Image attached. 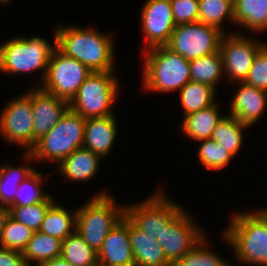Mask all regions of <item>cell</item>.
Segmentation results:
<instances>
[{"label": "cell", "instance_id": "6da1fadb", "mask_svg": "<svg viewBox=\"0 0 267 266\" xmlns=\"http://www.w3.org/2000/svg\"><path fill=\"white\" fill-rule=\"evenodd\" d=\"M56 48L75 58L92 72L115 71V46L110 33L93 27L58 26L55 28Z\"/></svg>", "mask_w": 267, "mask_h": 266}, {"label": "cell", "instance_id": "7a4b0ae2", "mask_svg": "<svg viewBox=\"0 0 267 266\" xmlns=\"http://www.w3.org/2000/svg\"><path fill=\"white\" fill-rule=\"evenodd\" d=\"M256 210L231 214L222 235L239 262L267 266V207Z\"/></svg>", "mask_w": 267, "mask_h": 266}, {"label": "cell", "instance_id": "3957f363", "mask_svg": "<svg viewBox=\"0 0 267 266\" xmlns=\"http://www.w3.org/2000/svg\"><path fill=\"white\" fill-rule=\"evenodd\" d=\"M143 89L147 92L179 91L190 79L189 60L165 46L143 52Z\"/></svg>", "mask_w": 267, "mask_h": 266}, {"label": "cell", "instance_id": "277c9868", "mask_svg": "<svg viewBox=\"0 0 267 266\" xmlns=\"http://www.w3.org/2000/svg\"><path fill=\"white\" fill-rule=\"evenodd\" d=\"M86 119L68 109L58 123L29 152H23L25 162L48 161L57 165L83 147Z\"/></svg>", "mask_w": 267, "mask_h": 266}, {"label": "cell", "instance_id": "5b68a950", "mask_svg": "<svg viewBox=\"0 0 267 266\" xmlns=\"http://www.w3.org/2000/svg\"><path fill=\"white\" fill-rule=\"evenodd\" d=\"M125 215V205L116 204L109 192L96 193L76 209L75 231L98 252L108 233Z\"/></svg>", "mask_w": 267, "mask_h": 266}, {"label": "cell", "instance_id": "8992f818", "mask_svg": "<svg viewBox=\"0 0 267 266\" xmlns=\"http://www.w3.org/2000/svg\"><path fill=\"white\" fill-rule=\"evenodd\" d=\"M53 43L51 44L40 36H32L31 38L16 36L1 43L0 73L20 75L21 73L29 74L40 70L42 83L51 54L56 48L55 33Z\"/></svg>", "mask_w": 267, "mask_h": 266}, {"label": "cell", "instance_id": "52a82bcc", "mask_svg": "<svg viewBox=\"0 0 267 266\" xmlns=\"http://www.w3.org/2000/svg\"><path fill=\"white\" fill-rule=\"evenodd\" d=\"M118 80L114 71H93L69 102V109L85 119L114 115L111 107L118 97Z\"/></svg>", "mask_w": 267, "mask_h": 266}, {"label": "cell", "instance_id": "ba28073f", "mask_svg": "<svg viewBox=\"0 0 267 266\" xmlns=\"http://www.w3.org/2000/svg\"><path fill=\"white\" fill-rule=\"evenodd\" d=\"M140 203L125 205V216L141 231L159 240L164 229L184 208L158 189Z\"/></svg>", "mask_w": 267, "mask_h": 266}, {"label": "cell", "instance_id": "9c48e42d", "mask_svg": "<svg viewBox=\"0 0 267 266\" xmlns=\"http://www.w3.org/2000/svg\"><path fill=\"white\" fill-rule=\"evenodd\" d=\"M91 73L84 64L55 48L40 88L70 102Z\"/></svg>", "mask_w": 267, "mask_h": 266}, {"label": "cell", "instance_id": "30bf717a", "mask_svg": "<svg viewBox=\"0 0 267 266\" xmlns=\"http://www.w3.org/2000/svg\"><path fill=\"white\" fill-rule=\"evenodd\" d=\"M224 33L200 22L176 25L166 45L186 60L207 56L219 51Z\"/></svg>", "mask_w": 267, "mask_h": 266}, {"label": "cell", "instance_id": "8fae6325", "mask_svg": "<svg viewBox=\"0 0 267 266\" xmlns=\"http://www.w3.org/2000/svg\"><path fill=\"white\" fill-rule=\"evenodd\" d=\"M244 33H225L220 42L226 80L230 83L244 82L253 64L256 54L266 45L260 40Z\"/></svg>", "mask_w": 267, "mask_h": 266}, {"label": "cell", "instance_id": "7c38bea8", "mask_svg": "<svg viewBox=\"0 0 267 266\" xmlns=\"http://www.w3.org/2000/svg\"><path fill=\"white\" fill-rule=\"evenodd\" d=\"M33 113L31 89L14 97L1 110L0 136L8 143L16 144L29 152L33 148Z\"/></svg>", "mask_w": 267, "mask_h": 266}, {"label": "cell", "instance_id": "4fadbf2b", "mask_svg": "<svg viewBox=\"0 0 267 266\" xmlns=\"http://www.w3.org/2000/svg\"><path fill=\"white\" fill-rule=\"evenodd\" d=\"M189 215L184 209L163 230L158 240L171 265L191 251L205 237V232L203 233Z\"/></svg>", "mask_w": 267, "mask_h": 266}, {"label": "cell", "instance_id": "5bb4252c", "mask_svg": "<svg viewBox=\"0 0 267 266\" xmlns=\"http://www.w3.org/2000/svg\"><path fill=\"white\" fill-rule=\"evenodd\" d=\"M141 12L144 50L167 45L176 27L170 0H146Z\"/></svg>", "mask_w": 267, "mask_h": 266}, {"label": "cell", "instance_id": "9a60e30c", "mask_svg": "<svg viewBox=\"0 0 267 266\" xmlns=\"http://www.w3.org/2000/svg\"><path fill=\"white\" fill-rule=\"evenodd\" d=\"M33 113V146L45 136L69 109V102L41 89H31Z\"/></svg>", "mask_w": 267, "mask_h": 266}, {"label": "cell", "instance_id": "2e32d148", "mask_svg": "<svg viewBox=\"0 0 267 266\" xmlns=\"http://www.w3.org/2000/svg\"><path fill=\"white\" fill-rule=\"evenodd\" d=\"M97 253L100 266H135L129 242V219L125 215L108 233Z\"/></svg>", "mask_w": 267, "mask_h": 266}, {"label": "cell", "instance_id": "e0dca14e", "mask_svg": "<svg viewBox=\"0 0 267 266\" xmlns=\"http://www.w3.org/2000/svg\"><path fill=\"white\" fill-rule=\"evenodd\" d=\"M234 84L238 86V89L230 101L228 115L251 127L266 110L267 92L244 82H235Z\"/></svg>", "mask_w": 267, "mask_h": 266}, {"label": "cell", "instance_id": "ac0fdd59", "mask_svg": "<svg viewBox=\"0 0 267 266\" xmlns=\"http://www.w3.org/2000/svg\"><path fill=\"white\" fill-rule=\"evenodd\" d=\"M116 121L115 115L86 119L83 148L101 158L108 156L117 138Z\"/></svg>", "mask_w": 267, "mask_h": 266}, {"label": "cell", "instance_id": "d6986e66", "mask_svg": "<svg viewBox=\"0 0 267 266\" xmlns=\"http://www.w3.org/2000/svg\"><path fill=\"white\" fill-rule=\"evenodd\" d=\"M101 157L85 148L76 149L57 166L59 174L70 182H89L99 170Z\"/></svg>", "mask_w": 267, "mask_h": 266}, {"label": "cell", "instance_id": "ffe728a7", "mask_svg": "<svg viewBox=\"0 0 267 266\" xmlns=\"http://www.w3.org/2000/svg\"><path fill=\"white\" fill-rule=\"evenodd\" d=\"M129 242L135 260V266H172L158 240L139 230L129 220Z\"/></svg>", "mask_w": 267, "mask_h": 266}, {"label": "cell", "instance_id": "44dd1931", "mask_svg": "<svg viewBox=\"0 0 267 266\" xmlns=\"http://www.w3.org/2000/svg\"><path fill=\"white\" fill-rule=\"evenodd\" d=\"M218 104L216 102L208 108L184 116L181 123L182 133L196 142L211 139L217 123L223 118Z\"/></svg>", "mask_w": 267, "mask_h": 266}, {"label": "cell", "instance_id": "7402d4cb", "mask_svg": "<svg viewBox=\"0 0 267 266\" xmlns=\"http://www.w3.org/2000/svg\"><path fill=\"white\" fill-rule=\"evenodd\" d=\"M234 23L251 33L267 30V0H233Z\"/></svg>", "mask_w": 267, "mask_h": 266}, {"label": "cell", "instance_id": "603a6c76", "mask_svg": "<svg viewBox=\"0 0 267 266\" xmlns=\"http://www.w3.org/2000/svg\"><path fill=\"white\" fill-rule=\"evenodd\" d=\"M70 212L54 202L48 208L39 231L63 241L76 229V209Z\"/></svg>", "mask_w": 267, "mask_h": 266}, {"label": "cell", "instance_id": "cb8c5ba5", "mask_svg": "<svg viewBox=\"0 0 267 266\" xmlns=\"http://www.w3.org/2000/svg\"><path fill=\"white\" fill-rule=\"evenodd\" d=\"M62 241L40 231L34 232L32 238L23 251V257L27 266H36L59 257Z\"/></svg>", "mask_w": 267, "mask_h": 266}, {"label": "cell", "instance_id": "d4e9b609", "mask_svg": "<svg viewBox=\"0 0 267 266\" xmlns=\"http://www.w3.org/2000/svg\"><path fill=\"white\" fill-rule=\"evenodd\" d=\"M248 127L237 118L226 114L217 123L211 139L235 157L240 152L244 142L243 131L247 130Z\"/></svg>", "mask_w": 267, "mask_h": 266}, {"label": "cell", "instance_id": "484cf974", "mask_svg": "<svg viewBox=\"0 0 267 266\" xmlns=\"http://www.w3.org/2000/svg\"><path fill=\"white\" fill-rule=\"evenodd\" d=\"M216 91L213 87L203 83L187 82L179 90L183 117L214 105L216 103Z\"/></svg>", "mask_w": 267, "mask_h": 266}, {"label": "cell", "instance_id": "4316f807", "mask_svg": "<svg viewBox=\"0 0 267 266\" xmlns=\"http://www.w3.org/2000/svg\"><path fill=\"white\" fill-rule=\"evenodd\" d=\"M191 81L203 83L217 89V82L224 75L222 57L219 51L189 60Z\"/></svg>", "mask_w": 267, "mask_h": 266}, {"label": "cell", "instance_id": "83f0119b", "mask_svg": "<svg viewBox=\"0 0 267 266\" xmlns=\"http://www.w3.org/2000/svg\"><path fill=\"white\" fill-rule=\"evenodd\" d=\"M60 256L75 266L99 265L98 253L76 231L62 241Z\"/></svg>", "mask_w": 267, "mask_h": 266}, {"label": "cell", "instance_id": "f1b7e54d", "mask_svg": "<svg viewBox=\"0 0 267 266\" xmlns=\"http://www.w3.org/2000/svg\"><path fill=\"white\" fill-rule=\"evenodd\" d=\"M34 170L27 163L18 167L0 165V205L9 207L14 202L18 186Z\"/></svg>", "mask_w": 267, "mask_h": 266}, {"label": "cell", "instance_id": "f546056e", "mask_svg": "<svg viewBox=\"0 0 267 266\" xmlns=\"http://www.w3.org/2000/svg\"><path fill=\"white\" fill-rule=\"evenodd\" d=\"M234 22V1L233 0H199L198 22L213 26L228 33L221 27L225 20Z\"/></svg>", "mask_w": 267, "mask_h": 266}, {"label": "cell", "instance_id": "4dcf8cb0", "mask_svg": "<svg viewBox=\"0 0 267 266\" xmlns=\"http://www.w3.org/2000/svg\"><path fill=\"white\" fill-rule=\"evenodd\" d=\"M53 197L49 195L43 202L30 206H9L10 216L29 227L33 232H37L48 208L56 201Z\"/></svg>", "mask_w": 267, "mask_h": 266}, {"label": "cell", "instance_id": "1f68e13d", "mask_svg": "<svg viewBox=\"0 0 267 266\" xmlns=\"http://www.w3.org/2000/svg\"><path fill=\"white\" fill-rule=\"evenodd\" d=\"M43 173L34 170L18 186L15 200L10 206H30L43 202L49 194L42 191Z\"/></svg>", "mask_w": 267, "mask_h": 266}, {"label": "cell", "instance_id": "d6a6232c", "mask_svg": "<svg viewBox=\"0 0 267 266\" xmlns=\"http://www.w3.org/2000/svg\"><path fill=\"white\" fill-rule=\"evenodd\" d=\"M207 237L197 244L191 251L177 260L172 266H233L217 252L210 250ZM207 245V246H206Z\"/></svg>", "mask_w": 267, "mask_h": 266}, {"label": "cell", "instance_id": "836d02e7", "mask_svg": "<svg viewBox=\"0 0 267 266\" xmlns=\"http://www.w3.org/2000/svg\"><path fill=\"white\" fill-rule=\"evenodd\" d=\"M33 231L9 216L0 236V248L22 252L32 238Z\"/></svg>", "mask_w": 267, "mask_h": 266}, {"label": "cell", "instance_id": "e575fe53", "mask_svg": "<svg viewBox=\"0 0 267 266\" xmlns=\"http://www.w3.org/2000/svg\"><path fill=\"white\" fill-rule=\"evenodd\" d=\"M201 142L198 147L197 157L200 163L209 170H221L228 165L234 158L219 143L212 139L198 141Z\"/></svg>", "mask_w": 267, "mask_h": 266}, {"label": "cell", "instance_id": "d590c367", "mask_svg": "<svg viewBox=\"0 0 267 266\" xmlns=\"http://www.w3.org/2000/svg\"><path fill=\"white\" fill-rule=\"evenodd\" d=\"M244 83L267 92V44L256 54Z\"/></svg>", "mask_w": 267, "mask_h": 266}, {"label": "cell", "instance_id": "8d00e7d4", "mask_svg": "<svg viewBox=\"0 0 267 266\" xmlns=\"http://www.w3.org/2000/svg\"><path fill=\"white\" fill-rule=\"evenodd\" d=\"M176 25L195 23L199 18V0H170Z\"/></svg>", "mask_w": 267, "mask_h": 266}, {"label": "cell", "instance_id": "74e56055", "mask_svg": "<svg viewBox=\"0 0 267 266\" xmlns=\"http://www.w3.org/2000/svg\"><path fill=\"white\" fill-rule=\"evenodd\" d=\"M0 266H27L23 257V253L0 248Z\"/></svg>", "mask_w": 267, "mask_h": 266}, {"label": "cell", "instance_id": "f35d334b", "mask_svg": "<svg viewBox=\"0 0 267 266\" xmlns=\"http://www.w3.org/2000/svg\"><path fill=\"white\" fill-rule=\"evenodd\" d=\"M38 266H75L73 264H70L69 262H67L64 258H62L61 256L50 259L49 261L42 263Z\"/></svg>", "mask_w": 267, "mask_h": 266}, {"label": "cell", "instance_id": "ab89813d", "mask_svg": "<svg viewBox=\"0 0 267 266\" xmlns=\"http://www.w3.org/2000/svg\"><path fill=\"white\" fill-rule=\"evenodd\" d=\"M9 216H10V209L6 206L0 205V236L3 231L5 222Z\"/></svg>", "mask_w": 267, "mask_h": 266}, {"label": "cell", "instance_id": "60d3db41", "mask_svg": "<svg viewBox=\"0 0 267 266\" xmlns=\"http://www.w3.org/2000/svg\"><path fill=\"white\" fill-rule=\"evenodd\" d=\"M11 1L12 0H0V3L5 5L7 3L9 4Z\"/></svg>", "mask_w": 267, "mask_h": 266}]
</instances>
